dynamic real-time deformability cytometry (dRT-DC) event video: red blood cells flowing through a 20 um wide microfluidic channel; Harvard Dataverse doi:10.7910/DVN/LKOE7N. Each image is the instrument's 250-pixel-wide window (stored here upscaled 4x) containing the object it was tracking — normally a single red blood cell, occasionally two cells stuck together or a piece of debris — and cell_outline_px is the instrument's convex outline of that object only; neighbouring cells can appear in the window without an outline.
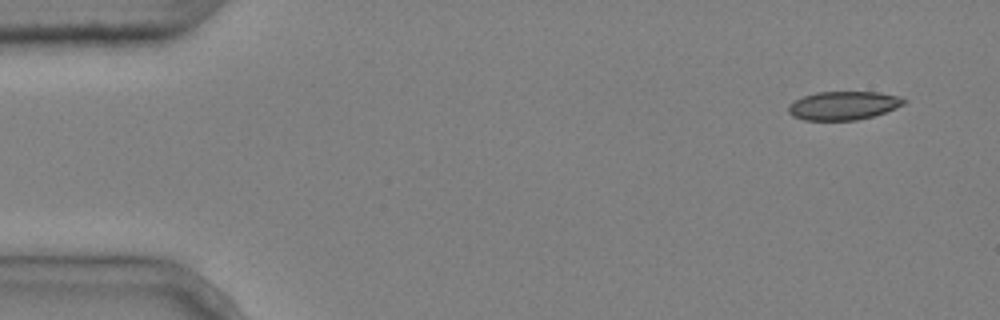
{"species": "common noctule bat (a hibernating species)", "species_latin": "Nyctalus noctula", "temperature_condition": "cold", "stored_images_in_passage": 6, "camera_frame_rate_fps": 3000, "um_per_image_px": 0.085, "animal": {"sex": "male", "body_mass_g": 20.4}, "frame": {"image": 1, "passage_image": 1, "time_ms": 0.0, "image_size_px": [1000, 320], "cell_outline_px": [[908, 100], [904, 104], [896, 108], [872, 116], [856, 120], [804, 120], [792, 116], [788, 112], [788, 104], [804, 96], [816, 92], [880, 92], [900, 96]], "centroid_in_image_um": [71.7, 8.97], "position_along_channel_um": 13.3, "area_um2": 19.25}}
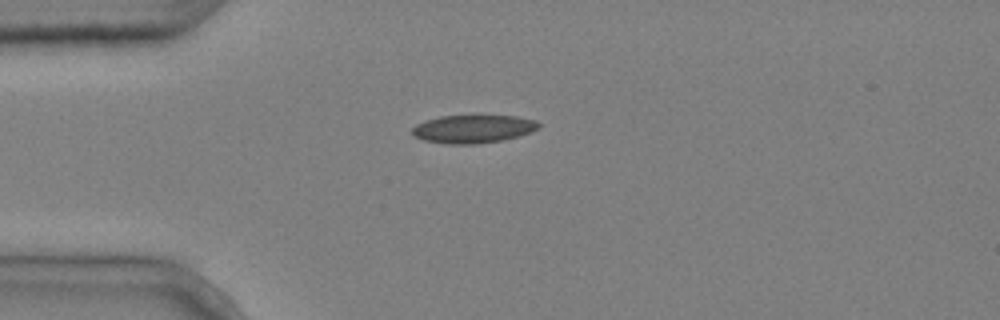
{"frame": {"image": 2, "passage_image": 4, "time_ms": 1.0, "image_size_px": [1000, 320], "cell_outline_px": [[540, 128], [532, 132], [520, 136], [504, 140], [476, 144], [444, 144], [424, 140], [412, 136], [412, 128], [416, 124], [440, 116], [472, 112], [476, 112], [516, 116], [536, 120], [540, 124]], "centroid_in_image_um": [40.25, 10.91], "position_along_channel_um": 44.7, "area_um2": 22.02}}
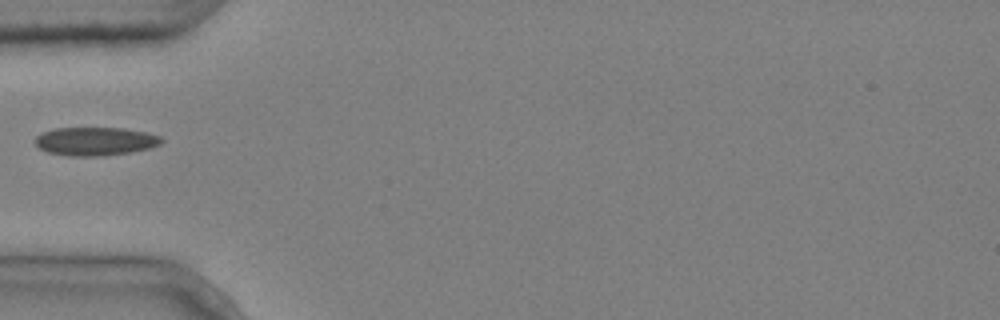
{"frame": {"image": 3, "passage_image": 5, "time_ms": 1.333, "image_size_px": [1000, 320], "cell_outline_px": [[164, 140], [160, 144], [148, 148], [128, 152], [100, 156], [68, 156], [48, 152], [40, 148], [36, 144], [36, 136], [44, 132], [56, 128], [124, 128], [144, 132], [160, 136]], "centroid_in_image_um": [8.09, 12.01], "position_along_channel_um": 76.9, "area_um2": 20.63}}